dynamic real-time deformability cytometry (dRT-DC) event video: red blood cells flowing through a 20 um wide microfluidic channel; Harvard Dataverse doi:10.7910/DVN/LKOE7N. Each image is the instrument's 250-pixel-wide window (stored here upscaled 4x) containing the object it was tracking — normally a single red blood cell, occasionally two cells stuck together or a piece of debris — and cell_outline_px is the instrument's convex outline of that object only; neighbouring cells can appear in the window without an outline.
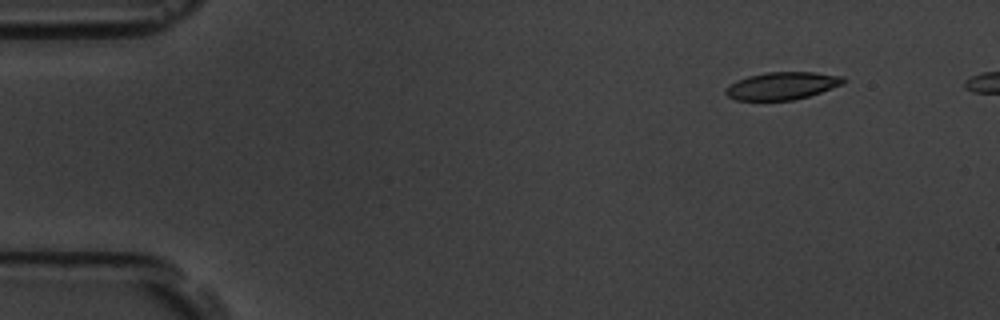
{"species": "common noctule bat (a hibernating species)", "species_latin": "Nyctalus noctula", "temperature_condition": "room temperature", "stored_images_in_passage": 5, "camera_frame_rate_fps": 3000, "um_per_image_px": 0.085, "animal": {"sex": "male", "body_mass_g": 19.5, "forearm_length_mm": 54.6}, "frame": {"image": 1, "passage_image": 1, "time_ms": 0.0, "image_size_px": [1000, 320], "cell_outline_px": [[848, 80], [844, 84], [808, 96], [792, 100], [736, 100], [728, 96], [724, 92], [724, 88], [728, 84], [736, 80], [748, 76], [768, 72], [816, 72], [844, 76]], "centroid_in_image_um": [66.48, 7.28], "position_along_channel_um": 18.5, "area_um2": 19.07}}